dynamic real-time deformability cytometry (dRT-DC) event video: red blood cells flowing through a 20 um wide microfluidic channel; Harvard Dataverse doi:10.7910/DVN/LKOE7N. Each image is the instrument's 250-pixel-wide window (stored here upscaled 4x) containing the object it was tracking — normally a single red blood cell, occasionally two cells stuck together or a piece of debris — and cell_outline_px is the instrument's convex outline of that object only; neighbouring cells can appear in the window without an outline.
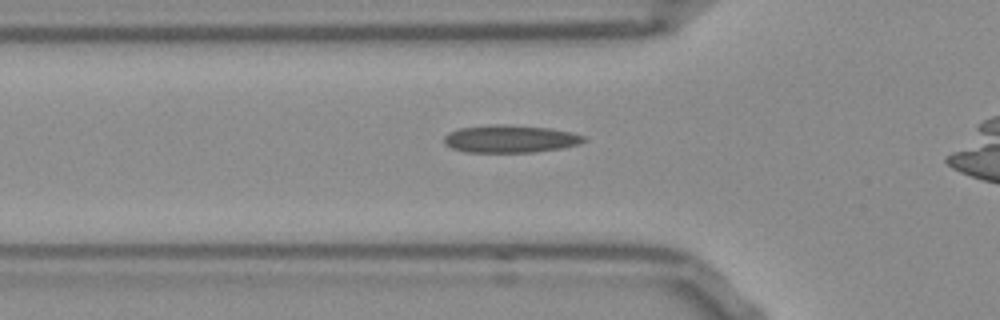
{"species": "Egyptian fruit bat (a non-hibernating species)", "species_latin": "Rousettus aegyptiacus", "temperature_condition": "room temperature", "stored_images_in_passage": 40, "camera_frame_rate_fps": 3000, "um_per_image_px": 0.085, "frame": {"image": 1, "passage_image": 12, "time_ms": 3.667, "image_size_px": [1000, 320], "cell_outline_px": [[588, 140], [580, 144], [560, 148], [532, 152], [464, 152], [452, 148], [444, 144], [444, 136], [448, 132], [460, 128], [492, 124], [508, 124], [552, 128], [572, 132], [584, 136]], "centroid_in_image_um": [43.37, 11.79], "position_along_channel_um": 82.4, "area_um2": 22.72}, "authors_computed_cell_mechanics": {"area_um2": 21.1837, "velocity_mm_per_s": 3.8768, "shape_relaxation_time_tau1_ms": 9.3961, "shape_relaxation_time_tau2_ms": 1.9035, "deformation_change_tau1": 0.2139, "deformation_change_tau2": 0.1154}}